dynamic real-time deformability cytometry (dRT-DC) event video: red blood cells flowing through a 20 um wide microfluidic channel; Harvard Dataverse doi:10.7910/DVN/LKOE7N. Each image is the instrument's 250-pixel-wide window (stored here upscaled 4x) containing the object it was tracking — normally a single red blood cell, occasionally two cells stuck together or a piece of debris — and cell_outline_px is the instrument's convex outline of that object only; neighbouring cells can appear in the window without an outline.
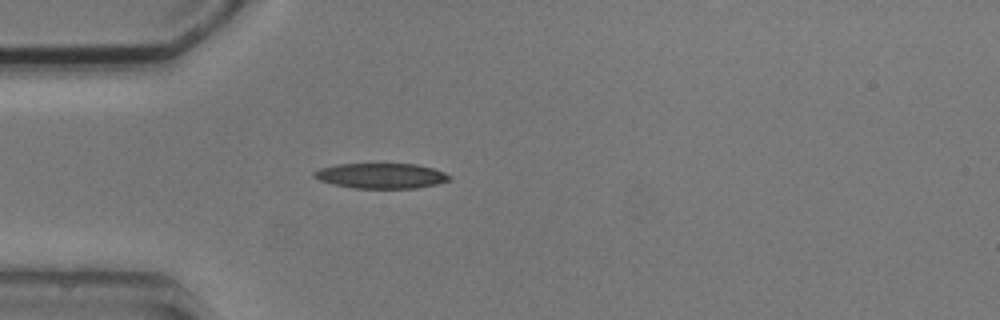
{"species": "common noctule bat (a hibernating species)", "species_latin": "Nyctalus noctula", "temperature_condition": "cold", "stored_images_in_passage": 1, "camera_frame_rate_fps": 3000, "um_per_image_px": 0.085, "animal": {"sex": "male", "body_mass_g": 20.5, "forearm_length_mm": 52.5}, "frame": {"image": 1, "passage_image": 1, "time_ms": 0.0, "image_size_px": [1000, 320], "cell_outline_px": [[452, 180], [436, 184], [416, 188], [352, 188], [332, 184], [320, 180], [312, 176], [312, 172], [320, 168], [336, 164], [416, 164], [432, 168], [444, 172], [452, 176]], "centroid_in_image_um": [32.39, 14.94], "position_along_channel_um": 52.6, "area_um2": 20.0}}